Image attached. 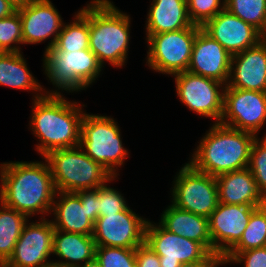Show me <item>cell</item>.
Segmentation results:
<instances>
[{"label":"cell","mask_w":266,"mask_h":267,"mask_svg":"<svg viewBox=\"0 0 266 267\" xmlns=\"http://www.w3.org/2000/svg\"><path fill=\"white\" fill-rule=\"evenodd\" d=\"M25 224L15 244L13 254L2 267H49L53 260L52 244L54 226L51 220L40 218Z\"/></svg>","instance_id":"obj_13"},{"label":"cell","mask_w":266,"mask_h":267,"mask_svg":"<svg viewBox=\"0 0 266 267\" xmlns=\"http://www.w3.org/2000/svg\"><path fill=\"white\" fill-rule=\"evenodd\" d=\"M145 243L159 256L160 267H180L203 260L211 253L203 244L169 232L150 220L145 228Z\"/></svg>","instance_id":"obj_12"},{"label":"cell","mask_w":266,"mask_h":267,"mask_svg":"<svg viewBox=\"0 0 266 267\" xmlns=\"http://www.w3.org/2000/svg\"><path fill=\"white\" fill-rule=\"evenodd\" d=\"M96 244L92 235L55 230L53 234L52 257L59 260L52 264L58 267H79L95 257ZM62 259V260H61Z\"/></svg>","instance_id":"obj_22"},{"label":"cell","mask_w":266,"mask_h":267,"mask_svg":"<svg viewBox=\"0 0 266 267\" xmlns=\"http://www.w3.org/2000/svg\"><path fill=\"white\" fill-rule=\"evenodd\" d=\"M22 53H0V85L35 92L33 99L49 94V91L42 88L40 82L30 72Z\"/></svg>","instance_id":"obj_25"},{"label":"cell","mask_w":266,"mask_h":267,"mask_svg":"<svg viewBox=\"0 0 266 267\" xmlns=\"http://www.w3.org/2000/svg\"><path fill=\"white\" fill-rule=\"evenodd\" d=\"M0 164V201L28 216L45 218L52 211L56 189L47 160ZM45 215V216H44Z\"/></svg>","instance_id":"obj_1"},{"label":"cell","mask_w":266,"mask_h":267,"mask_svg":"<svg viewBox=\"0 0 266 267\" xmlns=\"http://www.w3.org/2000/svg\"><path fill=\"white\" fill-rule=\"evenodd\" d=\"M225 8L266 37V0H225Z\"/></svg>","instance_id":"obj_29"},{"label":"cell","mask_w":266,"mask_h":267,"mask_svg":"<svg viewBox=\"0 0 266 267\" xmlns=\"http://www.w3.org/2000/svg\"><path fill=\"white\" fill-rule=\"evenodd\" d=\"M119 127L113 117L106 115L85 112L81 120L79 146L112 176L119 175L118 167L124 166L125 159L129 157Z\"/></svg>","instance_id":"obj_7"},{"label":"cell","mask_w":266,"mask_h":267,"mask_svg":"<svg viewBox=\"0 0 266 267\" xmlns=\"http://www.w3.org/2000/svg\"><path fill=\"white\" fill-rule=\"evenodd\" d=\"M175 175L171 203L177 208L209 218L219 203L216 177L195 170L189 163Z\"/></svg>","instance_id":"obj_9"},{"label":"cell","mask_w":266,"mask_h":267,"mask_svg":"<svg viewBox=\"0 0 266 267\" xmlns=\"http://www.w3.org/2000/svg\"><path fill=\"white\" fill-rule=\"evenodd\" d=\"M253 174L259 190L266 197V134L252 143L247 167Z\"/></svg>","instance_id":"obj_32"},{"label":"cell","mask_w":266,"mask_h":267,"mask_svg":"<svg viewBox=\"0 0 266 267\" xmlns=\"http://www.w3.org/2000/svg\"><path fill=\"white\" fill-rule=\"evenodd\" d=\"M265 122L266 92L225 87L221 124L258 137Z\"/></svg>","instance_id":"obj_11"},{"label":"cell","mask_w":266,"mask_h":267,"mask_svg":"<svg viewBox=\"0 0 266 267\" xmlns=\"http://www.w3.org/2000/svg\"><path fill=\"white\" fill-rule=\"evenodd\" d=\"M175 77L176 94L183 105L199 116L212 118L220 123L223 114L225 84L189 71Z\"/></svg>","instance_id":"obj_10"},{"label":"cell","mask_w":266,"mask_h":267,"mask_svg":"<svg viewBox=\"0 0 266 267\" xmlns=\"http://www.w3.org/2000/svg\"><path fill=\"white\" fill-rule=\"evenodd\" d=\"M159 223L169 232L203 244L212 252L209 219L177 208L172 203L162 212Z\"/></svg>","instance_id":"obj_24"},{"label":"cell","mask_w":266,"mask_h":267,"mask_svg":"<svg viewBox=\"0 0 266 267\" xmlns=\"http://www.w3.org/2000/svg\"><path fill=\"white\" fill-rule=\"evenodd\" d=\"M61 94H45L32 99L30 130L39 139L35 148L43 158L58 149L79 146L84 104L67 100Z\"/></svg>","instance_id":"obj_2"},{"label":"cell","mask_w":266,"mask_h":267,"mask_svg":"<svg viewBox=\"0 0 266 267\" xmlns=\"http://www.w3.org/2000/svg\"><path fill=\"white\" fill-rule=\"evenodd\" d=\"M244 267H266V246L238 253L230 262Z\"/></svg>","instance_id":"obj_35"},{"label":"cell","mask_w":266,"mask_h":267,"mask_svg":"<svg viewBox=\"0 0 266 267\" xmlns=\"http://www.w3.org/2000/svg\"><path fill=\"white\" fill-rule=\"evenodd\" d=\"M89 49V3L75 12L73 22L64 25L56 42L48 50L78 51Z\"/></svg>","instance_id":"obj_26"},{"label":"cell","mask_w":266,"mask_h":267,"mask_svg":"<svg viewBox=\"0 0 266 267\" xmlns=\"http://www.w3.org/2000/svg\"><path fill=\"white\" fill-rule=\"evenodd\" d=\"M219 203L261 207L266 197L259 190L252 172L236 170L216 177Z\"/></svg>","instance_id":"obj_20"},{"label":"cell","mask_w":266,"mask_h":267,"mask_svg":"<svg viewBox=\"0 0 266 267\" xmlns=\"http://www.w3.org/2000/svg\"><path fill=\"white\" fill-rule=\"evenodd\" d=\"M11 6L14 7V9L20 10L24 7H26L27 5H29L31 2H33L34 0H6Z\"/></svg>","instance_id":"obj_40"},{"label":"cell","mask_w":266,"mask_h":267,"mask_svg":"<svg viewBox=\"0 0 266 267\" xmlns=\"http://www.w3.org/2000/svg\"><path fill=\"white\" fill-rule=\"evenodd\" d=\"M187 7L193 25L203 27L225 8V0H187Z\"/></svg>","instance_id":"obj_33"},{"label":"cell","mask_w":266,"mask_h":267,"mask_svg":"<svg viewBox=\"0 0 266 267\" xmlns=\"http://www.w3.org/2000/svg\"><path fill=\"white\" fill-rule=\"evenodd\" d=\"M43 71L55 90L49 94L81 92L100 77L103 66L90 49L78 51L47 50L43 55Z\"/></svg>","instance_id":"obj_5"},{"label":"cell","mask_w":266,"mask_h":267,"mask_svg":"<svg viewBox=\"0 0 266 267\" xmlns=\"http://www.w3.org/2000/svg\"><path fill=\"white\" fill-rule=\"evenodd\" d=\"M51 214L54 215L51 221L55 230L93 235L94 223L75 192L56 191Z\"/></svg>","instance_id":"obj_21"},{"label":"cell","mask_w":266,"mask_h":267,"mask_svg":"<svg viewBox=\"0 0 266 267\" xmlns=\"http://www.w3.org/2000/svg\"><path fill=\"white\" fill-rule=\"evenodd\" d=\"M266 246V204L252 214L239 242L223 257L227 264L240 252Z\"/></svg>","instance_id":"obj_28"},{"label":"cell","mask_w":266,"mask_h":267,"mask_svg":"<svg viewBox=\"0 0 266 267\" xmlns=\"http://www.w3.org/2000/svg\"><path fill=\"white\" fill-rule=\"evenodd\" d=\"M147 221L128 206L116 214H100L92 236L96 246L136 248L145 242Z\"/></svg>","instance_id":"obj_14"},{"label":"cell","mask_w":266,"mask_h":267,"mask_svg":"<svg viewBox=\"0 0 266 267\" xmlns=\"http://www.w3.org/2000/svg\"><path fill=\"white\" fill-rule=\"evenodd\" d=\"M255 139L252 133L213 123L198 142L188 163L195 170L214 177L245 169Z\"/></svg>","instance_id":"obj_3"},{"label":"cell","mask_w":266,"mask_h":267,"mask_svg":"<svg viewBox=\"0 0 266 267\" xmlns=\"http://www.w3.org/2000/svg\"><path fill=\"white\" fill-rule=\"evenodd\" d=\"M202 27L188 28L160 34H146L148 51L146 65L163 75H174L188 70L193 44Z\"/></svg>","instance_id":"obj_8"},{"label":"cell","mask_w":266,"mask_h":267,"mask_svg":"<svg viewBox=\"0 0 266 267\" xmlns=\"http://www.w3.org/2000/svg\"><path fill=\"white\" fill-rule=\"evenodd\" d=\"M79 267H101V264L99 263L97 258L94 257L92 260L85 262L83 265Z\"/></svg>","instance_id":"obj_41"},{"label":"cell","mask_w":266,"mask_h":267,"mask_svg":"<svg viewBox=\"0 0 266 267\" xmlns=\"http://www.w3.org/2000/svg\"><path fill=\"white\" fill-rule=\"evenodd\" d=\"M29 217L6 206L0 201V264L3 265L13 254Z\"/></svg>","instance_id":"obj_27"},{"label":"cell","mask_w":266,"mask_h":267,"mask_svg":"<svg viewBox=\"0 0 266 267\" xmlns=\"http://www.w3.org/2000/svg\"><path fill=\"white\" fill-rule=\"evenodd\" d=\"M23 45L22 23L19 12L0 19V51L22 52Z\"/></svg>","instance_id":"obj_30"},{"label":"cell","mask_w":266,"mask_h":267,"mask_svg":"<svg viewBox=\"0 0 266 267\" xmlns=\"http://www.w3.org/2000/svg\"><path fill=\"white\" fill-rule=\"evenodd\" d=\"M202 29L231 55L257 45L265 37L253 26L224 8Z\"/></svg>","instance_id":"obj_17"},{"label":"cell","mask_w":266,"mask_h":267,"mask_svg":"<svg viewBox=\"0 0 266 267\" xmlns=\"http://www.w3.org/2000/svg\"><path fill=\"white\" fill-rule=\"evenodd\" d=\"M136 267H160L159 256L145 242L135 248Z\"/></svg>","instance_id":"obj_37"},{"label":"cell","mask_w":266,"mask_h":267,"mask_svg":"<svg viewBox=\"0 0 266 267\" xmlns=\"http://www.w3.org/2000/svg\"><path fill=\"white\" fill-rule=\"evenodd\" d=\"M130 15L122 12L111 0L89 3V49L104 67L105 62L123 67L128 60Z\"/></svg>","instance_id":"obj_4"},{"label":"cell","mask_w":266,"mask_h":267,"mask_svg":"<svg viewBox=\"0 0 266 267\" xmlns=\"http://www.w3.org/2000/svg\"><path fill=\"white\" fill-rule=\"evenodd\" d=\"M232 55L202 28L197 32L188 70L227 85Z\"/></svg>","instance_id":"obj_18"},{"label":"cell","mask_w":266,"mask_h":267,"mask_svg":"<svg viewBox=\"0 0 266 267\" xmlns=\"http://www.w3.org/2000/svg\"><path fill=\"white\" fill-rule=\"evenodd\" d=\"M258 207L218 203L209 219L212 253L225 256L241 239L251 214Z\"/></svg>","instance_id":"obj_15"},{"label":"cell","mask_w":266,"mask_h":267,"mask_svg":"<svg viewBox=\"0 0 266 267\" xmlns=\"http://www.w3.org/2000/svg\"><path fill=\"white\" fill-rule=\"evenodd\" d=\"M146 19V34L182 30L193 25L187 0H152Z\"/></svg>","instance_id":"obj_23"},{"label":"cell","mask_w":266,"mask_h":267,"mask_svg":"<svg viewBox=\"0 0 266 267\" xmlns=\"http://www.w3.org/2000/svg\"><path fill=\"white\" fill-rule=\"evenodd\" d=\"M95 257L101 267H136L135 248L96 246Z\"/></svg>","instance_id":"obj_31"},{"label":"cell","mask_w":266,"mask_h":267,"mask_svg":"<svg viewBox=\"0 0 266 267\" xmlns=\"http://www.w3.org/2000/svg\"><path fill=\"white\" fill-rule=\"evenodd\" d=\"M17 11L22 23L23 44H39L52 37L45 51L51 49L64 25L54 4L50 0H34Z\"/></svg>","instance_id":"obj_16"},{"label":"cell","mask_w":266,"mask_h":267,"mask_svg":"<svg viewBox=\"0 0 266 267\" xmlns=\"http://www.w3.org/2000/svg\"><path fill=\"white\" fill-rule=\"evenodd\" d=\"M44 158L49 164L56 191L96 189L113 177L80 146L53 150Z\"/></svg>","instance_id":"obj_6"},{"label":"cell","mask_w":266,"mask_h":267,"mask_svg":"<svg viewBox=\"0 0 266 267\" xmlns=\"http://www.w3.org/2000/svg\"><path fill=\"white\" fill-rule=\"evenodd\" d=\"M226 261L223 256L216 253H210L205 259L196 262H188L181 264L180 267H219L220 265L226 266Z\"/></svg>","instance_id":"obj_38"},{"label":"cell","mask_w":266,"mask_h":267,"mask_svg":"<svg viewBox=\"0 0 266 267\" xmlns=\"http://www.w3.org/2000/svg\"><path fill=\"white\" fill-rule=\"evenodd\" d=\"M75 193L80 197L82 206H85L88 218L95 223L98 219V188L80 190Z\"/></svg>","instance_id":"obj_36"},{"label":"cell","mask_w":266,"mask_h":267,"mask_svg":"<svg viewBox=\"0 0 266 267\" xmlns=\"http://www.w3.org/2000/svg\"><path fill=\"white\" fill-rule=\"evenodd\" d=\"M225 87L266 92V37L257 45L232 55Z\"/></svg>","instance_id":"obj_19"},{"label":"cell","mask_w":266,"mask_h":267,"mask_svg":"<svg viewBox=\"0 0 266 267\" xmlns=\"http://www.w3.org/2000/svg\"><path fill=\"white\" fill-rule=\"evenodd\" d=\"M116 178L118 176H113L108 182L98 187V217L100 214H116L128 207L126 198L121 192L107 185Z\"/></svg>","instance_id":"obj_34"},{"label":"cell","mask_w":266,"mask_h":267,"mask_svg":"<svg viewBox=\"0 0 266 267\" xmlns=\"http://www.w3.org/2000/svg\"><path fill=\"white\" fill-rule=\"evenodd\" d=\"M16 10L6 0H0V19L12 15Z\"/></svg>","instance_id":"obj_39"}]
</instances>
